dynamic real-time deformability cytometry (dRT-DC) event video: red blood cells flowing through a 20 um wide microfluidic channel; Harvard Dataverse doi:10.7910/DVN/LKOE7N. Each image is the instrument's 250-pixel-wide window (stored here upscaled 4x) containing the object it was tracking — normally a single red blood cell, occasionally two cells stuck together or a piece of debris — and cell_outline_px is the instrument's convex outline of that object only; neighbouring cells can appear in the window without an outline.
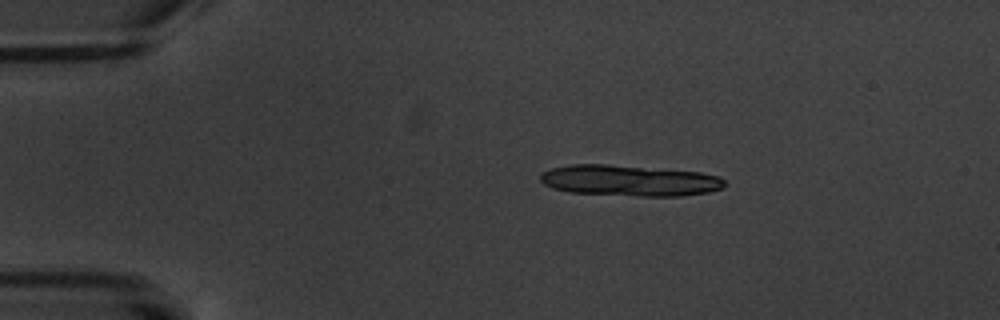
{"species": "common noctule bat (a hibernating species)", "species_latin": "Nyctalus noctula", "temperature_condition": "warm", "stored_images_in_passage": 4, "camera_frame_rate_fps": 3000, "um_per_image_px": 0.085, "animal": {"sex": "male", "body_mass_g": 20.1, "forearm_length_mm": 53.5}, "frame": {"image": 1, "passage_image": 2, "time_ms": 1.333, "image_size_px": [1000, 320], "cell_outline_px": [[724, 188], [708, 192], [680, 196], [640, 196], [568, 192], [552, 188], [544, 184], [540, 180], [540, 172], [552, 168], [572, 164], [608, 164], [700, 172], [720, 176], [724, 180]], "centroid_in_image_um": [53.49, 15.34], "position_along_channel_um": 31.5, "area_um2": 33.41}}